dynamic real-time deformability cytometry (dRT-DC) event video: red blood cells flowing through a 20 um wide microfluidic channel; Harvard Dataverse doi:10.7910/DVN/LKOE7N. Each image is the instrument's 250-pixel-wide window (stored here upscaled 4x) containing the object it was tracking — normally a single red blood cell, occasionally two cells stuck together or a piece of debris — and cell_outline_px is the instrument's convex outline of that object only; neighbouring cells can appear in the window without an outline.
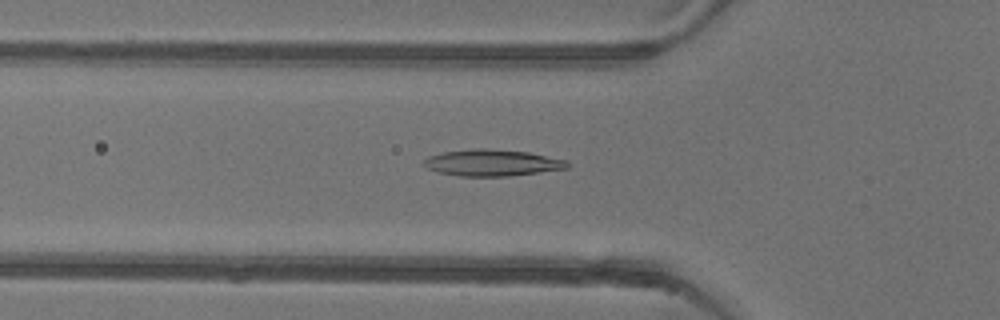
{"species": "common noctule bat (a hibernating species)", "species_latin": "Nyctalus noctula", "temperature_condition": "warm", "stored_images_in_passage": 52, "camera_frame_rate_fps": 3000, "um_per_image_px": 0.085, "animal": {"sex": "female"}, "frame": {"image": 1, "passage_image": 18, "time_ms": 5.667, "image_size_px": [1000, 320], "cell_outline_px": [[568, 168], [508, 176], [460, 176], [440, 172], [428, 168], [424, 164], [424, 160], [428, 156], [444, 152], [472, 148], [484, 148], [528, 152], [568, 160]], "centroid_in_image_um": [41.84, 13.82], "position_along_channel_um": 84.0, "area_um2": 21.96}}
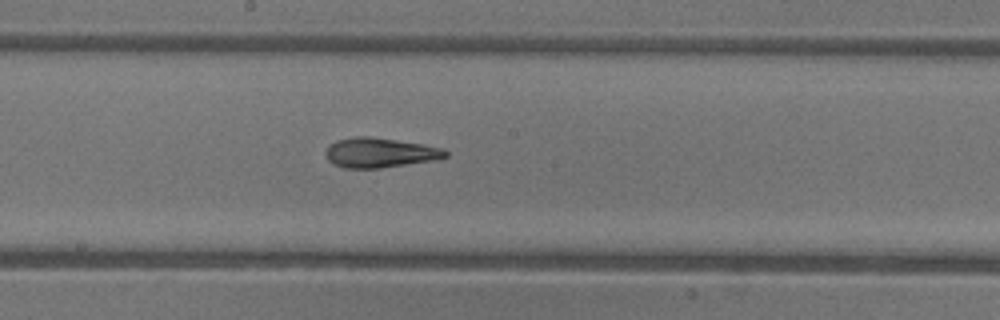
{"frame": {"image": 2, "passage_image": 28, "time_ms": 9.0, "image_size_px": [1000, 320], "cell_outline_px": [[448, 156], [432, 160], [380, 168], [344, 168], [328, 160], [324, 152], [328, 144], [336, 140], [356, 136], [372, 136], [424, 144], [444, 148], [448, 152]], "centroid_in_image_um": [32.26, 12.96], "position_along_channel_um": 215.9, "area_um2": 20.87}}
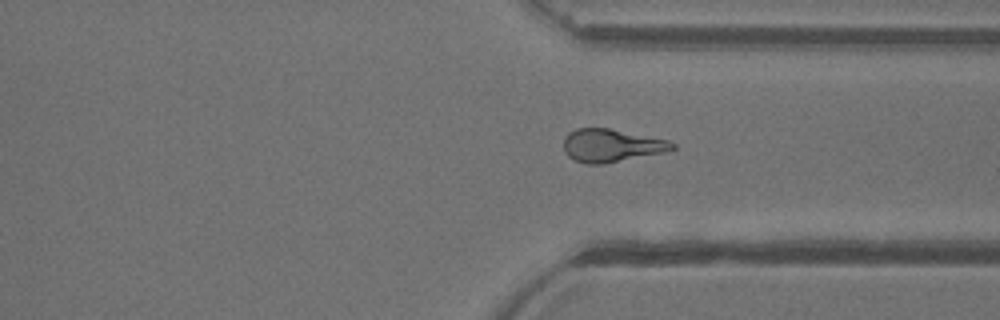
{"frame": {"image": 3, "passage_image": 39, "time_ms": 12.667, "image_size_px": [1000, 320], "cell_outline_px": [[676, 148], [668, 152], [604, 164], [588, 164], [576, 160], [568, 156], [564, 152], [564, 136], [568, 132], [576, 128], [608, 128], [668, 140], [676, 144]], "centroid_in_image_um": [51.99, 12.37], "position_along_channel_um": 359.4, "area_um2": 21.04}, "authors_computed_cell_mechanics": {"area_um2": 21.2415, "velocity_mm_per_s": 3.9291, "shape_relaxation_time_tau1_ms": null, "shape_relaxation_time_tau2_ms": 2.9906, "deformation_change_tau1": null, "deformation_change_tau2": 0.1266}}